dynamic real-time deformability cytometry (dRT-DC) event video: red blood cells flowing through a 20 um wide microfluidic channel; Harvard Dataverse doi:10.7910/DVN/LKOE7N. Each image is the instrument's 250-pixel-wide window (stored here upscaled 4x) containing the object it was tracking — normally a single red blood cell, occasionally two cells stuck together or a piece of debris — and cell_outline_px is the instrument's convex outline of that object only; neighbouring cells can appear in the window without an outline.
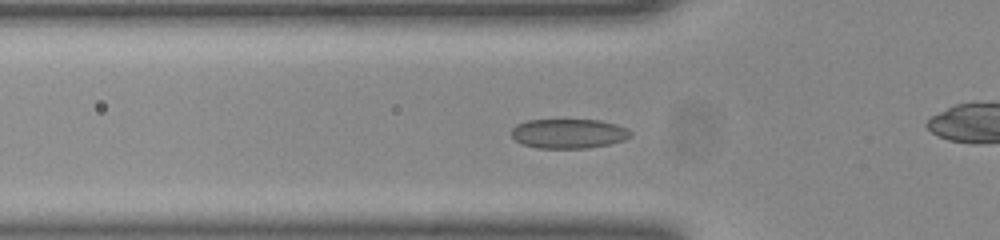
{"species": "common noctule bat (a hibernating species)", "species_latin": "Nyctalus noctula", "temperature_condition": "room temperature", "stored_images_in_passage": 44, "camera_frame_rate_fps": 3000, "um_per_image_px": 0.085, "animal": {"sex": "female", "body_mass_g": 23.0, "forearm_length_mm": 53.4}, "frame": {"image": 1, "passage_image": 9, "time_ms": 2.667, "image_size_px": [1000, 240], "cell_outline_px": [[632, 136], [624, 140], [608, 144], [588, 148], [536, 148], [524, 144], [516, 140], [512, 136], [512, 128], [516, 124], [528, 120], [600, 120], [616, 124], [628, 128], [632, 132]], "centroid_in_image_um": [48.36, 11.35], "position_along_channel_um": 77.4, "area_um2": 20.52}}
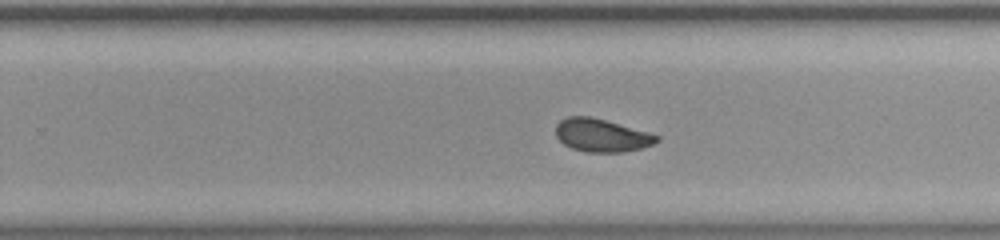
{"frame": {"image": 2, "passage_image": 24, "time_ms": 7.667, "image_size_px": [1000, 240], "cell_outline_px": [[660, 140], [652, 144], [640, 148], [624, 152], [584, 152], [572, 148], [564, 144], [556, 136], [556, 124], [560, 120], [568, 116], [588, 116], [604, 120], [648, 132], [660, 136]], "centroid_in_image_um": [51.11, 11.51], "position_along_channel_um": 278.7, "area_um2": 19.25}}
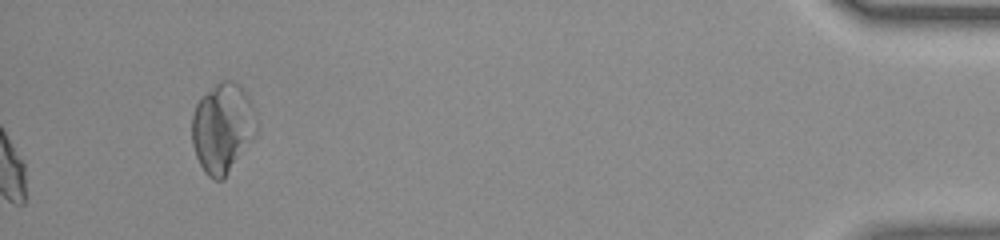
{"frame": {"image": 3, "passage_image": 44, "time_ms": 14.333, "image_size_px": [1000, 240], "cell_outline_px": [[256, 132], [252, 140], [224, 180], [212, 180], [204, 172], [196, 156], [192, 144], [192, 116], [196, 104], [200, 96], [220, 80], [232, 80], [240, 84], [248, 96], [252, 104], [256, 120]], "centroid_in_image_um": [18.9, 10.87], "position_along_channel_um": 416.3, "area_um2": 34.1}, "authors_computed_cell_mechanics": {"area_um2": 19.9988, "velocity_mm_per_s": 4.0172, "shape_relaxation_time_tau1_ms": 5.4097, "shape_relaxation_time_tau2_ms": 1.8627, "deformation_change_tau1": 0.126, "deformation_change_tau2": 0.047}}